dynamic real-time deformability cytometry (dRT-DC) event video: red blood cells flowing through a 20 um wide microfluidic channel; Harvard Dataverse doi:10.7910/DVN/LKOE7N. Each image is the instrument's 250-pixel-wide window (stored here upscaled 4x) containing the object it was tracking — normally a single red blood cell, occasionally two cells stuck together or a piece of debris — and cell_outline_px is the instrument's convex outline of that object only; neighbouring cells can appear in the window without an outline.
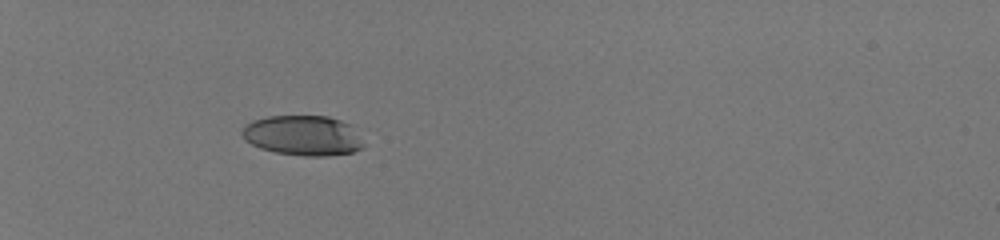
{"species": "human", "species_latin": "Homo sapiens", "temperature_condition": "room temperature", "stored_images_in_passage": 34, "camera_frame_rate_fps": 3000, "um_per_image_px": 0.085, "donor": {"sex": "male"}, "frame": {"image": 1, "passage_image": 1, "time_ms": 0.0, "image_size_px": [1000, 240], "cell_outline_px": [[364, 148], [352, 152], [328, 156], [304, 156], [276, 152], [260, 148], [244, 140], [240, 132], [244, 124], [252, 120], [268, 116], [328, 116], [352, 124], [364, 144]], "centroid_in_image_um": [25.74, 11.51], "position_along_channel_um": 59.3, "area_um2": 28.73}}
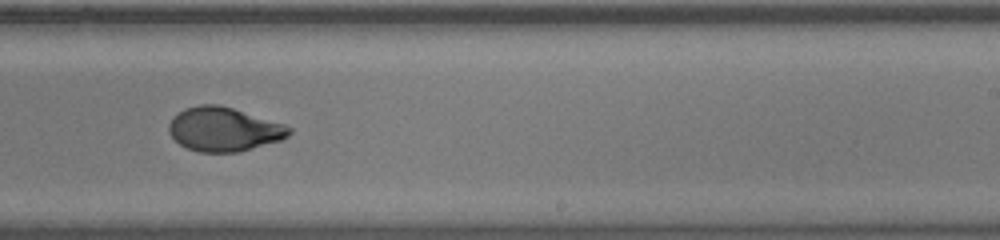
{"frame": {"image": 2, "passage_image": 19, "time_ms": 6.0, "image_size_px": [1000, 240], "cell_outline_px": [[292, 132], [288, 136], [280, 140], [240, 152], [200, 152], [188, 148], [180, 144], [168, 132], [168, 124], [172, 116], [184, 108], [200, 104], [220, 104], [284, 124], [292, 128]], "centroid_in_image_um": [19.01, 10.98], "position_along_channel_um": 270.0, "area_um2": 30.92}}
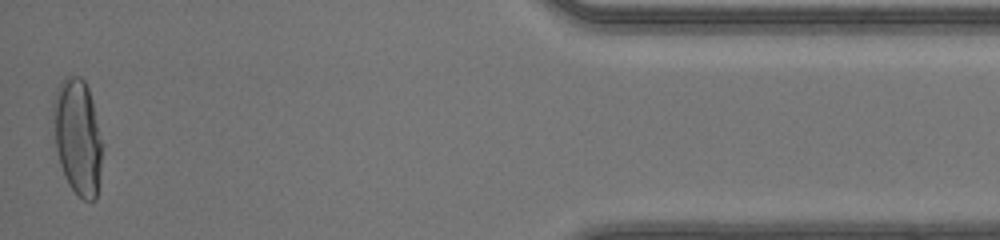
{"frame": {"image": 3, "passage_image": 34, "time_ms": 11.0, "image_size_px": [1000, 240], "cell_outline_px": [[100, 172], [96, 200], [84, 200], [68, 184], [64, 176], [60, 164], [56, 148], [52, 112], [52, 100], [56, 88], [64, 76], [80, 76], [84, 80], [88, 88], [92, 100], [100, 140]], "centroid_in_image_um": [6.55, 11.58], "position_along_channel_um": 428.7, "area_um2": 32.71}, "authors_computed_cell_mechanics": {"area_um2": 30.8074, "velocity_mm_per_s": 4.1743, "shape_relaxation_time_tau1_ms": 8.9666, "shape_relaxation_time_tau2_ms": null, "deformation_change_tau1": 0.3281, "deformation_change_tau2": null}}